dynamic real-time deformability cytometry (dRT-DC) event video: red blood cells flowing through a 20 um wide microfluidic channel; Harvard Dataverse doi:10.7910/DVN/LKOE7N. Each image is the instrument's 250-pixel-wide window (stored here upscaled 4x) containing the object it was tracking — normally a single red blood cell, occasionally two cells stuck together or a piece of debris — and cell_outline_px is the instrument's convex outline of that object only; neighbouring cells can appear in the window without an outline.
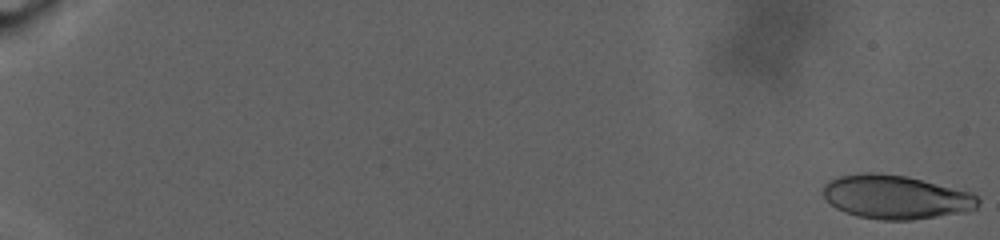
{"species": "human", "species_latin": "Homo sapiens", "temperature_condition": "warm", "stored_images_in_passage": 72, "camera_frame_rate_fps": 3000, "um_per_image_px": 0.085, "donor": {"sex": "male"}, "frame": {"image": 1, "passage_image": 1, "time_ms": 0.0, "image_size_px": [1000, 240], "cell_outline_px": [[980, 200], [976, 208], [968, 212], [912, 220], [880, 220], [856, 216], [844, 212], [836, 208], [824, 196], [824, 184], [828, 180], [840, 176], [860, 172], [876, 172], [908, 176], [972, 192]], "centroid_in_image_um": [76.16, 16.74], "position_along_channel_um": 8.8, "area_um2": 39.94}}
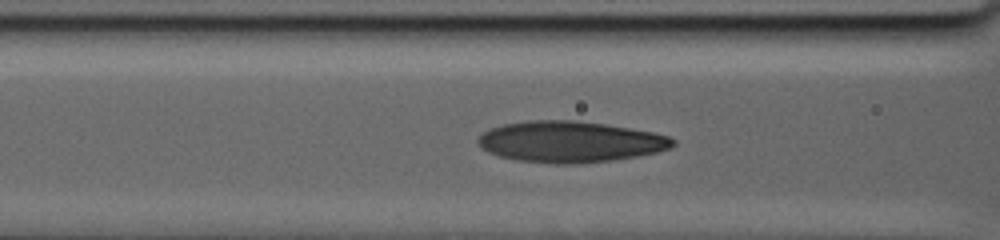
{"frame": {"image": 2, "passage_image": 44, "time_ms": 14.333, "image_size_px": [1000, 240], "cell_outline_px": [[676, 144], [672, 148], [656, 152], [636, 156], [612, 160], [576, 164], [556, 164], [516, 160], [500, 156], [488, 152], [476, 140], [488, 128], [504, 124], [528, 120], [576, 120], [604, 124], [652, 132], [668, 136], [676, 140]], "centroid_in_image_um": [48.46, 12.05], "position_along_channel_um": 118.1, "area_um2": 46.64}}
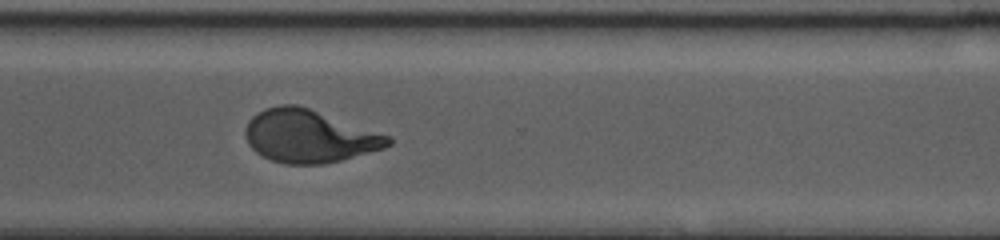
{"frame": {"image": 3, "passage_image": 72, "time_ms": 23.667, "image_size_px": [1000, 240], "cell_outline_px": [[392, 144], [384, 148], [340, 160], [324, 164], [284, 164], [272, 160], [256, 152], [248, 144], [244, 132], [248, 120], [256, 112], [264, 108], [280, 104], [296, 104], [392, 136]], "centroid_in_image_um": [26.26, 11.57], "position_along_channel_um": 344.3, "area_um2": 43.93}}